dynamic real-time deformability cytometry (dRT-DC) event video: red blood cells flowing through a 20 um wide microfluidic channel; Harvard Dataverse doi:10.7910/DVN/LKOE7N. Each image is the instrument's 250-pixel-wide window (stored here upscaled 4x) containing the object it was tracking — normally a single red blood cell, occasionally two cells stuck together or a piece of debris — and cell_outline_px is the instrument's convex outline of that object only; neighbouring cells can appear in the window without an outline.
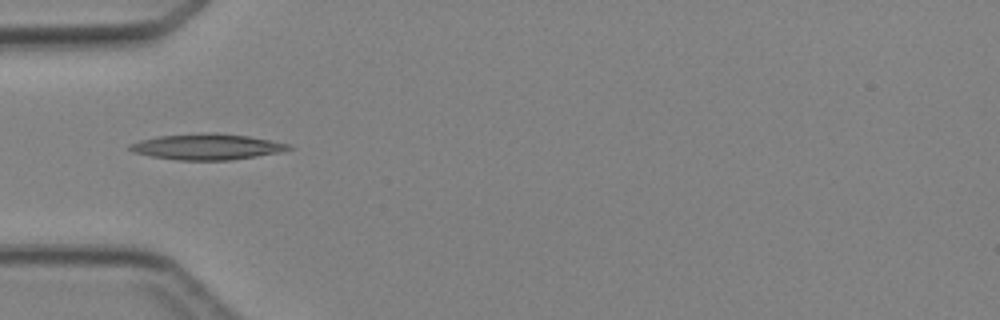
{"species": "Egyptian fruit bat (a non-hibernating species)", "species_latin": "Rousettus aegyptiacus", "temperature_condition": "cold", "stored_images_in_passage": 2, "camera_frame_rate_fps": 3000, "um_per_image_px": 0.085, "animal": {"sex": "female"}, "frame": {"image": 1, "passage_image": 2, "time_ms": 1.0, "image_size_px": [1000, 320], "cell_outline_px": [[292, 148], [280, 152], [232, 160], [180, 160], [152, 156], [132, 152], [128, 148], [128, 144], [140, 140], [156, 136], [200, 132], [216, 132], [248, 136], [288, 144]], "centroid_in_image_um": [17.53, 12.46], "position_along_channel_um": 67.5, "area_um2": 23.99}}